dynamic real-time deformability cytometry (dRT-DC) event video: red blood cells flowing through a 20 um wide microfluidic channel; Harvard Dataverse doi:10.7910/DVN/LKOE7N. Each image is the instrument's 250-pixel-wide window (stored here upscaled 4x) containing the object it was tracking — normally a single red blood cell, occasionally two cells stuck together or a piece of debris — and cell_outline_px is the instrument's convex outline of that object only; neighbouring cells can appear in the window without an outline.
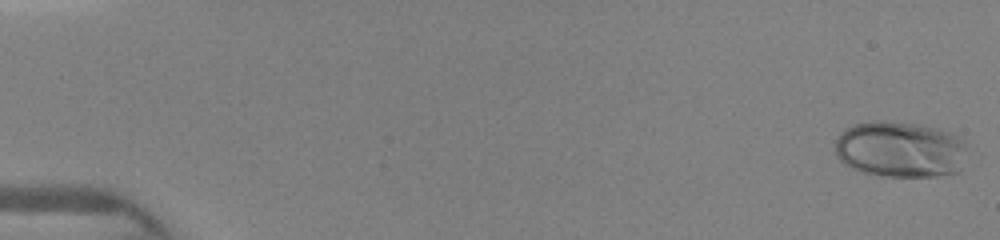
{"species": "human", "species_latin": "Homo sapiens", "temperature_condition": "warm", "stored_images_in_passage": 31, "camera_frame_rate_fps": 3000, "um_per_image_px": 0.085, "donor": {"sex": "female"}, "frame": {"image": 1, "passage_image": 1, "time_ms": 0.0, "image_size_px": [1000, 240], "cell_outline_px": [[964, 144], [960, 168], [956, 172], [936, 176], [884, 176], [864, 172], [852, 168], [844, 164], [836, 156], [836, 140], [848, 128], [856, 124], [872, 120], [888, 120], [920, 124], [936, 128], [948, 132], [964, 140]], "centroid_in_image_um": [76.48, 12.68], "position_along_channel_um": 8.5, "area_um2": 42.77}}
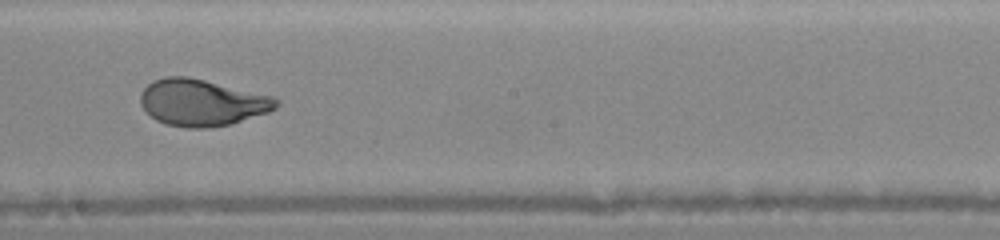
{"frame": {"image": 2, "passage_image": 19, "time_ms": 8.667, "image_size_px": [1000, 240], "cell_outline_px": [[280, 104], [276, 108], [268, 112], [232, 124], [208, 128], [188, 128], [164, 124], [156, 120], [140, 104], [140, 92], [152, 80], [168, 76], [188, 76], [276, 96], [280, 100]], "centroid_in_image_um": [17.2, 8.71], "position_along_channel_um": 231.0, "area_um2": 37.34}}
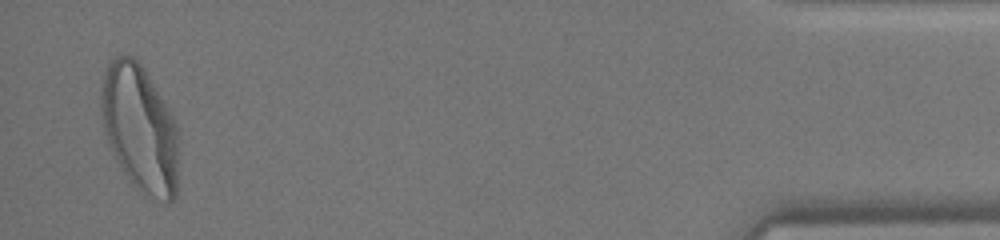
{"frame": {"image": 3, "passage_image": 31, "time_ms": 14.667, "image_size_px": [1000, 240], "cell_outline_px": [[176, 196], [172, 200], [164, 200], [152, 196], [132, 184], [128, 180], [108, 140], [104, 128], [100, 100], [100, 96], [104, 68], [116, 56], [132, 56], [144, 68], [172, 116], [176, 124]], "centroid_in_image_um": [11.85, 10.85], "position_along_channel_um": 423.3, "area_um2": 55.78}}